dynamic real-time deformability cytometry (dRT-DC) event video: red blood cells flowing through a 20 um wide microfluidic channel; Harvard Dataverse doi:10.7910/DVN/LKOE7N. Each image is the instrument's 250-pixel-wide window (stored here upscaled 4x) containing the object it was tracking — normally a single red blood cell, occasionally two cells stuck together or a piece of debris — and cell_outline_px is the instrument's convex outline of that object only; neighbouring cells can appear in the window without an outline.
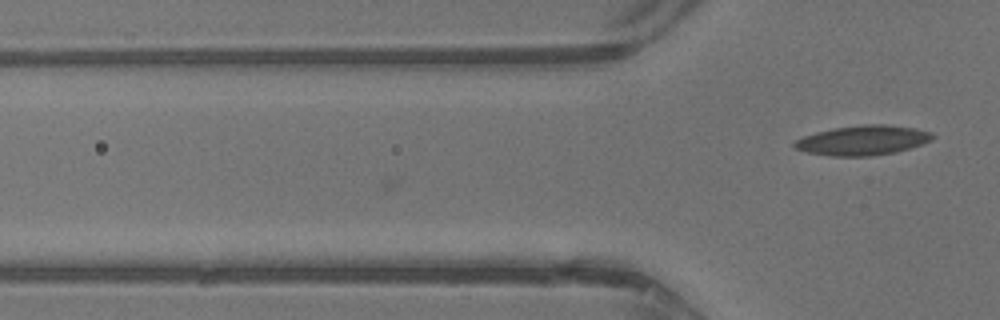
{"species": "common noctule bat (a hibernating species)", "species_latin": "Nyctalus noctula", "temperature_condition": "warm", "stored_images_in_passage": 2, "camera_frame_rate_fps": 3000, "um_per_image_px": 0.085, "animal": {"sex": "male", "body_mass_g": 13.3}, "frame": {"image": 1, "passage_image": 2, "time_ms": 0.333, "image_size_px": [1000, 320], "cell_outline_px": [[932, 140], [896, 152], [872, 156], [832, 156], [808, 152], [796, 148], [792, 144], [796, 140], [804, 136], [816, 132], [836, 128], [864, 124], [884, 124], [912, 128], [932, 132]], "centroid_in_image_um": [73.32, 11.93], "position_along_channel_um": 52.5, "area_um2": 23.52}}